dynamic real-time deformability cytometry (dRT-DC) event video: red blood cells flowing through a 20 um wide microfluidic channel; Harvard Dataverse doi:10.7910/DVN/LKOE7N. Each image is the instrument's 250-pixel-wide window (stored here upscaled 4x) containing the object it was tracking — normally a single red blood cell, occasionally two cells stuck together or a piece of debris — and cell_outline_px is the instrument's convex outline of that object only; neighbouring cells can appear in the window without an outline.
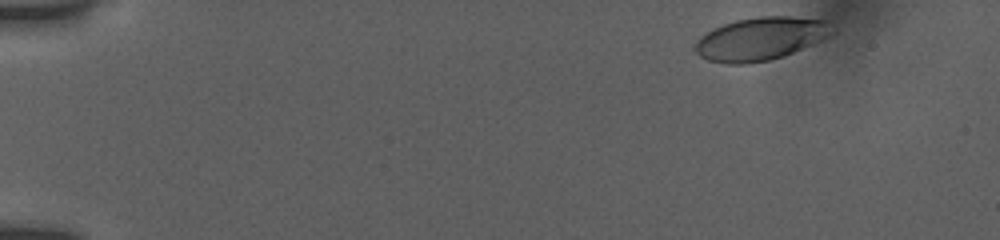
{"species": "human", "species_latin": "Homo sapiens", "temperature_condition": "room temperature", "stored_images_in_passage": 5, "camera_frame_rate_fps": 3000, "um_per_image_px": 0.085, "donor": {"sex": "female"}, "frame": {"image": 1, "passage_image": 1, "time_ms": 0.0, "image_size_px": [1000, 240], "cell_outline_px": [[836, 32], [832, 36], [792, 52], [768, 60], [744, 64], [724, 64], [708, 60], [700, 56], [692, 48], [696, 40], [700, 36], [712, 28], [736, 20], [760, 16], [792, 16], [824, 20]], "centroid_in_image_um": [64.61, 3.29], "position_along_channel_um": 20.4, "area_um2": 34.39}}
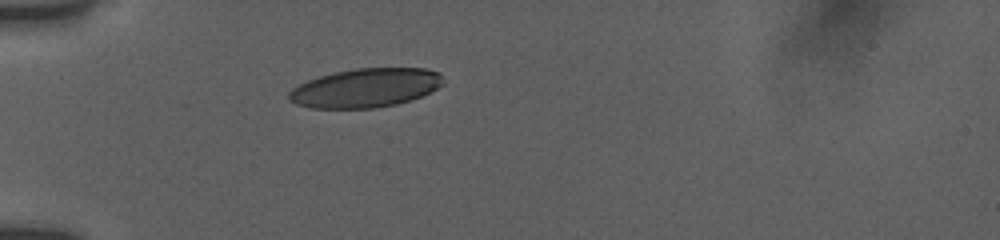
{"frame": {"image": 2, "passage_image": 4, "time_ms": 3.667, "image_size_px": [1000, 240], "cell_outline_px": [[444, 84], [420, 96], [396, 104], [376, 108], [312, 108], [296, 104], [288, 100], [288, 92], [292, 88], [308, 80], [332, 72], [356, 68], [428, 68], [440, 72]], "centroid_in_image_um": [31.05, 7.46], "position_along_channel_um": 53.9, "area_um2": 35.03}}